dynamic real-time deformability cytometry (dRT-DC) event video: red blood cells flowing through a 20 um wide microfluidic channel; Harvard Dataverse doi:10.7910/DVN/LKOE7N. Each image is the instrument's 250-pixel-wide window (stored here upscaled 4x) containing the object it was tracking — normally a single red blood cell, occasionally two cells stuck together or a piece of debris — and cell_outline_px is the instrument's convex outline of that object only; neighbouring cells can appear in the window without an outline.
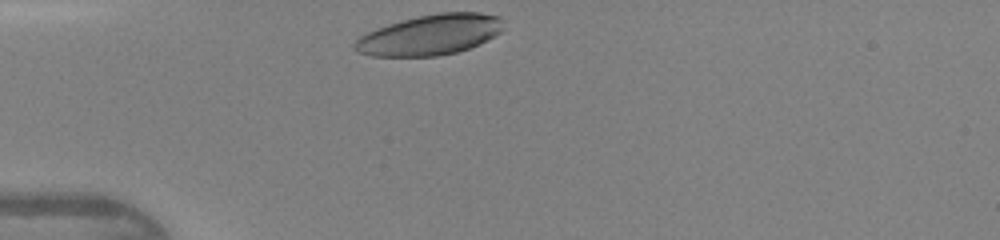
{"species": "human", "species_latin": "Homo sapiens", "temperature_condition": "warm", "stored_images_in_passage": 27, "camera_frame_rate_fps": 3000, "um_per_image_px": 0.085, "donor": {"sex": "female"}, "frame": {"image": 1, "passage_image": 1, "time_ms": 0.0, "image_size_px": [1000, 240], "cell_outline_px": [[504, 28], [496, 36], [480, 44], [456, 52], [436, 56], [372, 56], [356, 52], [352, 48], [352, 44], [360, 36], [376, 28], [400, 20], [440, 12], [480, 12], [500, 16]], "centroid_in_image_um": [36.55, 2.96], "position_along_channel_um": 48.4, "area_um2": 35.26}}
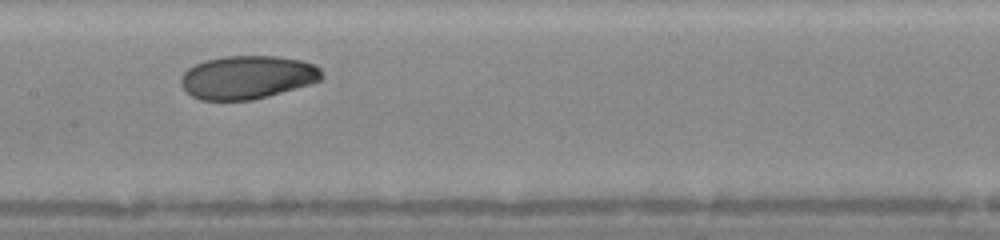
{"frame": {"image": 2, "passage_image": 12, "time_ms": 3.667, "image_size_px": [1000, 240], "cell_outline_px": [[324, 76], [320, 80], [312, 84], [268, 96], [252, 100], [200, 100], [192, 96], [180, 84], [180, 80], [184, 72], [188, 68], [196, 64], [208, 60], [224, 56], [276, 56], [300, 60], [316, 64], [320, 68]], "centroid_in_image_um": [21.06, 6.57], "position_along_channel_um": 186.3, "area_um2": 35.6}}
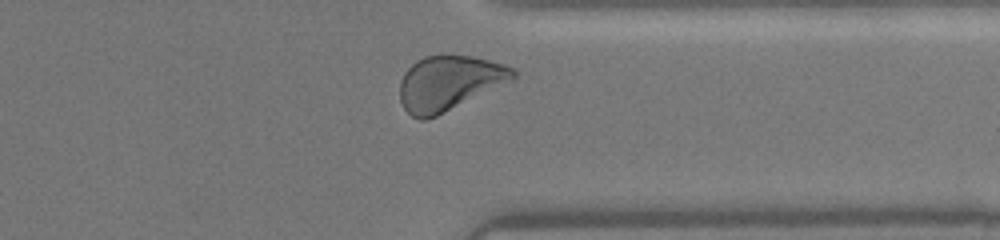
{"frame": {"image": 3, "passage_image": 25, "time_ms": 8.0, "image_size_px": [1000, 240], "cell_outline_px": [[516, 76], [512, 80], [436, 116], [424, 120], [420, 120], [412, 116], [404, 108], [400, 100], [400, 80], [404, 72], [416, 60], [424, 56], [472, 56], [504, 64], [512, 68], [516, 72]], "centroid_in_image_um": [38.14, 7.06], "position_along_channel_um": 373.3, "area_um2": 35.66}, "authors_computed_cell_mechanics": {"area_um2": 35.3736, "velocity_mm_per_s": 4.3264, "shape_relaxation_time_tau1_ms": 3.2953, "shape_relaxation_time_tau2_ms": 9.6238, "deformation_change_tau1": 0.1331, "deformation_change_tau2": 0.1432}}